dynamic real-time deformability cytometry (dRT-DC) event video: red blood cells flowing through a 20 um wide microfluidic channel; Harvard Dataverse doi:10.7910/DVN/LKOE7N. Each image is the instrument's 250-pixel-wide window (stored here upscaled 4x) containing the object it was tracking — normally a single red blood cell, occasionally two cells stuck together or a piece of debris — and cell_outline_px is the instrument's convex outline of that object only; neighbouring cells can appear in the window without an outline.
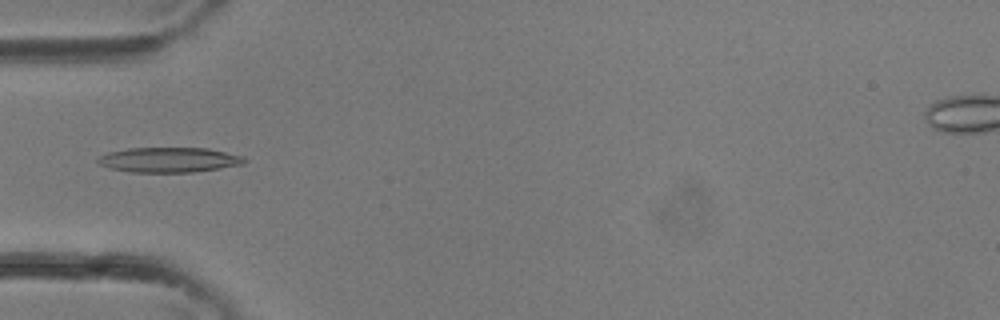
{"species": "common noctule bat (a hibernating species)", "species_latin": "Nyctalus noctula", "temperature_condition": "room temperature", "stored_images_in_passage": 24, "camera_frame_rate_fps": 3000, "um_per_image_px": 0.085, "animal": {"sex": "female"}, "frame": {"image": 1, "passage_image": 5, "time_ms": 1.333, "image_size_px": [1000, 320], "cell_outline_px": [[248, 160], [244, 164], [220, 168], [192, 172], [132, 172], [112, 168], [100, 164], [96, 160], [100, 156], [108, 152], [128, 148], [208, 148], [244, 156]], "centroid_in_image_um": [14.41, 13.58], "position_along_channel_um": 70.6, "area_um2": 21.27}}
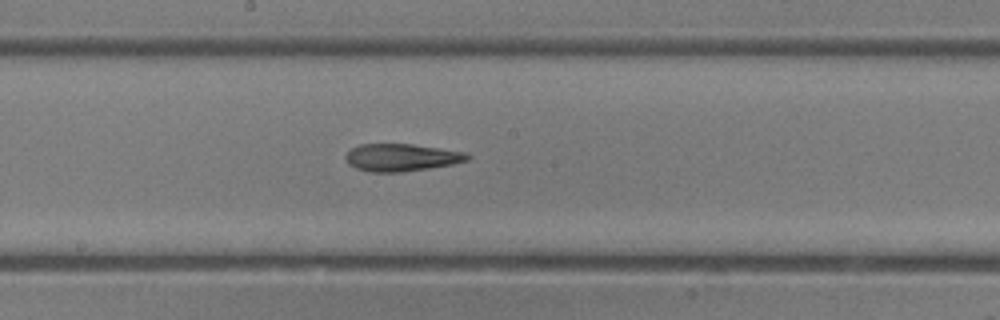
{"frame": {"image": 2, "passage_image": 12, "time_ms": 3.667, "image_size_px": [1000, 320], "cell_outline_px": [[472, 156], [468, 160], [452, 164], [428, 168], [400, 172], [372, 172], [356, 168], [348, 164], [344, 156], [352, 148], [360, 144], [412, 144], [464, 152]], "centroid_in_image_um": [34.1, 13.38], "position_along_channel_um": 214.1, "area_um2": 19.31}}
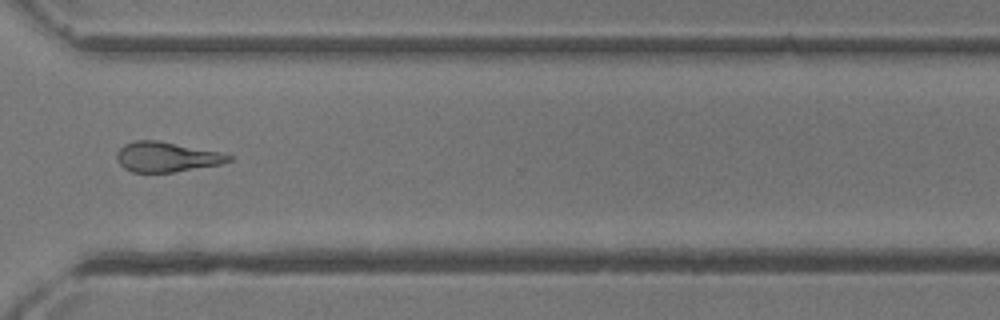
{"frame": {"image": 3, "passage_image": 19, "time_ms": 6.0, "image_size_px": [1000, 320], "cell_outline_px": [[232, 160], [220, 164], [172, 172], [132, 172], [124, 168], [116, 160], [116, 152], [124, 144], [136, 140], [156, 140], [220, 152], [232, 156]], "centroid_in_image_um": [14.11, 13.33], "position_along_channel_um": 356.5, "area_um2": 19.36}}